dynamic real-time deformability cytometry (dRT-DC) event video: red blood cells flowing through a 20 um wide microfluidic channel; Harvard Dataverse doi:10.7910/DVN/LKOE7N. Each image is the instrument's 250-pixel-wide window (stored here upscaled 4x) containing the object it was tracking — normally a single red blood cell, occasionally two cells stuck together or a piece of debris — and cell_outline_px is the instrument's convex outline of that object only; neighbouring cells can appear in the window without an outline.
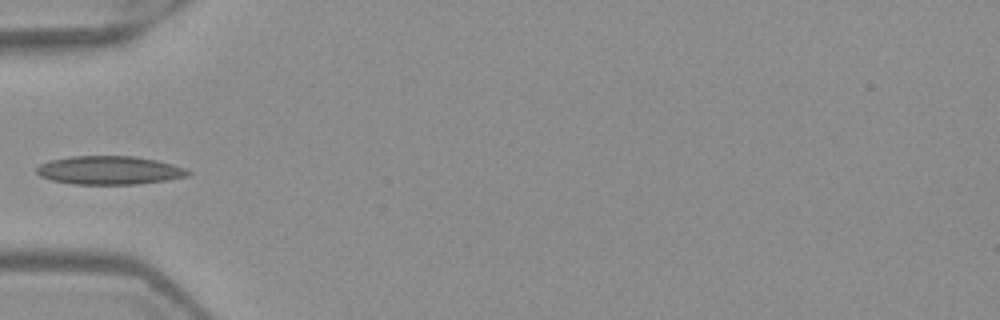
{"species": "Egyptian fruit bat (a non-hibernating species)", "species_latin": "Rousettus aegyptiacus", "temperature_condition": "warm", "stored_images_in_passage": 5, "camera_frame_rate_fps": 3000, "um_per_image_px": 0.085, "frame": {"image": 1, "passage_image": 4, "time_ms": 1.0, "image_size_px": [1000, 320], "cell_outline_px": [[192, 172], [188, 176], [168, 180], [136, 184], [72, 184], [52, 180], [40, 176], [36, 172], [36, 168], [40, 164], [52, 160], [72, 156], [136, 156], [156, 160], [172, 164], [184, 168]], "centroid_in_image_um": [9.31, 14.47], "position_along_channel_um": 75.7, "area_um2": 25.09}}
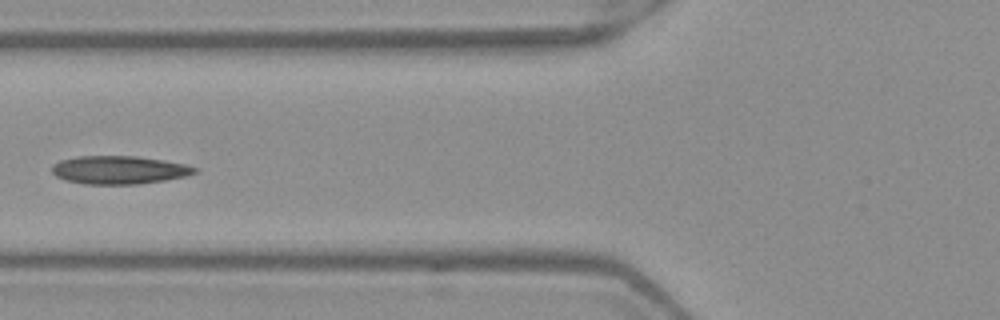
{"frame": {"image": 2, "passage_image": 5, "time_ms": 1.333, "image_size_px": [1000, 320], "cell_outline_px": [[200, 168], [196, 172], [184, 176], [164, 180], [136, 184], [84, 184], [64, 180], [56, 176], [52, 172], [52, 164], [60, 160], [76, 156], [136, 156], [164, 160], [184, 164]], "centroid_in_image_um": [10.09, 14.44], "position_along_channel_um": 115.7, "area_um2": 23.47}}